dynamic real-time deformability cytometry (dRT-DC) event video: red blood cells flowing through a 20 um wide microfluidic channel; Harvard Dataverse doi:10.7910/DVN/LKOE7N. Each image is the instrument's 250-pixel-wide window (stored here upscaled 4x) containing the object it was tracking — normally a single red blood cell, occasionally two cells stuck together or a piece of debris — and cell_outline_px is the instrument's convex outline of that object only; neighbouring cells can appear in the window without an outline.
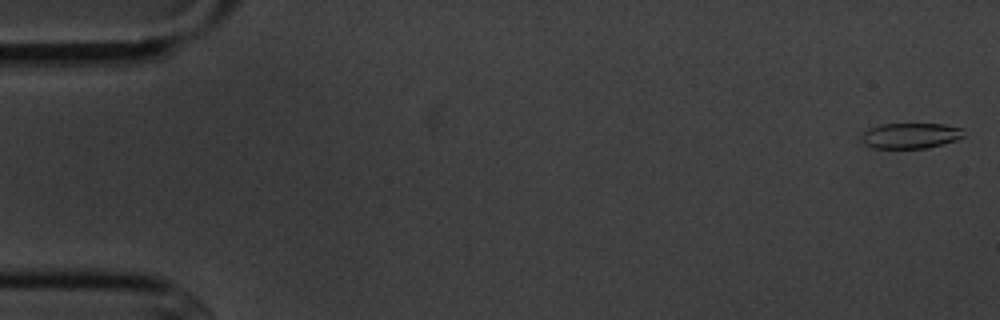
{"species": "common noctule bat (a hibernating species)", "species_latin": "Nyctalus noctula", "temperature_condition": "cold", "stored_images_in_passage": 6, "camera_frame_rate_fps": 3000, "um_per_image_px": 0.085, "animal": {"sex": "male", "body_mass_g": 20.1, "forearm_length_mm": 53.5}, "frame": {"image": 1, "passage_image": 1, "time_ms": 0.0, "image_size_px": [1000, 320], "cell_outline_px": [[964, 136], [956, 140], [928, 148], [872, 148], [864, 144], [860, 140], [860, 136], [868, 128], [880, 124], [944, 124], [964, 128]], "centroid_in_image_um": [77.38, 11.53], "position_along_channel_um": 7.6, "area_um2": 15.43}}
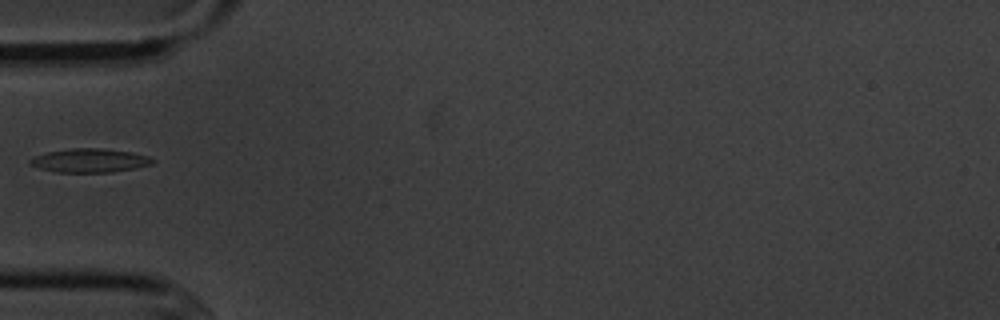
{"frame": {"image": 2, "passage_image": 6, "time_ms": 5.667, "image_size_px": [1000, 320], "cell_outline_px": [[156, 160], [152, 164], [136, 168], [112, 172], [56, 172], [40, 168], [28, 164], [28, 160], [36, 156], [48, 152], [68, 148], [104, 148], [132, 152], [148, 156]], "centroid_in_image_um": [7.65, 13.64], "position_along_channel_um": 77.4, "area_um2": 17.05}}